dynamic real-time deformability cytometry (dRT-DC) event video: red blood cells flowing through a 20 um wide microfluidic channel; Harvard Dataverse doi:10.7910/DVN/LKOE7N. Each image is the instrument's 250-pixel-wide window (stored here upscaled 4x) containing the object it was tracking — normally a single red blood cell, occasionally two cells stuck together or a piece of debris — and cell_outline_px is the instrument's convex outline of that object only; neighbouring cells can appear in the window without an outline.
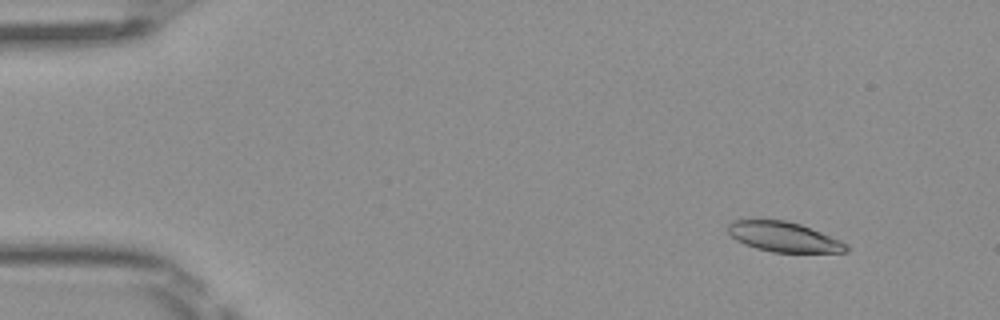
{"species": "Egyptian fruit bat (a non-hibernating species)", "species_latin": "Rousettus aegyptiacus", "temperature_condition": "room temperature", "stored_images_in_passage": 46, "camera_frame_rate_fps": 3000, "um_per_image_px": 0.085, "frame": {"image": 1, "passage_image": 1, "time_ms": 0.0, "image_size_px": [1000, 320], "cell_outline_px": [[848, 252], [772, 252], [756, 248], [744, 244], [736, 240], [728, 232], [728, 224], [732, 220], [784, 220], [800, 224], [840, 240], [848, 244]], "centroid_in_image_um": [66.61, 20.14], "position_along_channel_um": 18.4, "area_um2": 20.46}}
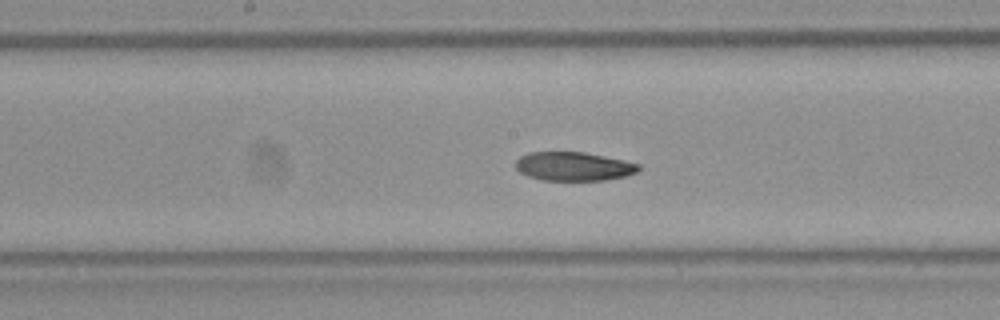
{"frame": {"image": 2, "passage_image": 22, "time_ms": 7.0, "image_size_px": [1000, 320], "cell_outline_px": [[640, 168], [636, 172], [624, 176], [604, 180], [544, 180], [528, 176], [520, 172], [516, 168], [516, 160], [520, 156], [528, 152], [584, 152], [624, 160], [640, 164]], "centroid_in_image_um": [48.74, 14.13], "position_along_channel_um": 199.5, "area_um2": 20.52}}
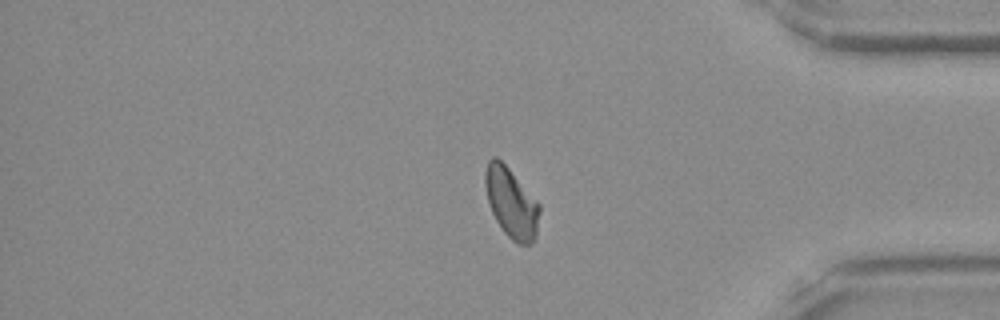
{"frame": {"image": 3, "passage_image": 38, "time_ms": 12.333, "image_size_px": [1000, 320], "cell_outline_px": [[540, 212], [536, 236], [532, 244], [516, 244], [504, 232], [496, 220], [492, 212], [488, 200], [484, 184], [484, 172], [488, 160], [492, 156], [496, 156], [508, 168], [540, 204]], "centroid_in_image_um": [43.45, 17.25], "position_along_channel_um": 391.7, "area_um2": 22.14}, "authors_computed_cell_mechanics": {"area_um2": 21.964, "velocity_mm_per_s": 4.0337, "shape_relaxation_time_tau1_ms": null, "shape_relaxation_time_tau2_ms": 6.64, "deformation_change_tau1": null, "deformation_change_tau2": 0.1024}}